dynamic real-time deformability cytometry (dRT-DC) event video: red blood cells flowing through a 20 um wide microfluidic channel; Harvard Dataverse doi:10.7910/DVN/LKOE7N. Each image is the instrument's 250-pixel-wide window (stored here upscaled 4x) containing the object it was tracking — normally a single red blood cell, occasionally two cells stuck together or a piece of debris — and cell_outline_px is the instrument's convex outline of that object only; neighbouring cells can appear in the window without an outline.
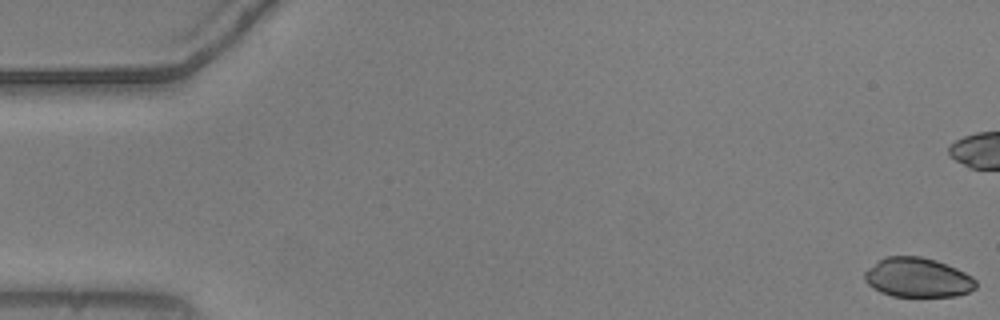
{"species": "common noctule bat (a hibernating species)", "species_latin": "Nyctalus noctula", "temperature_condition": "warm", "stored_images_in_passage": 43, "camera_frame_rate_fps": 3000, "um_per_image_px": 0.085, "animal": {"sex": "male", "body_mass_g": 20.5, "forearm_length_mm": 52.5}, "frame": {"image": 1, "passage_image": 1, "time_ms": 0.0, "image_size_px": [1000, 320], "cell_outline_px": [[976, 288], [968, 292], [956, 296], [892, 296], [880, 292], [872, 288], [864, 280], [864, 272], [868, 268], [880, 260], [888, 256], [920, 256], [936, 260], [956, 268], [972, 276], [976, 280]], "centroid_in_image_um": [78.0, 23.59], "position_along_channel_um": 7.0, "area_um2": 25.55}}
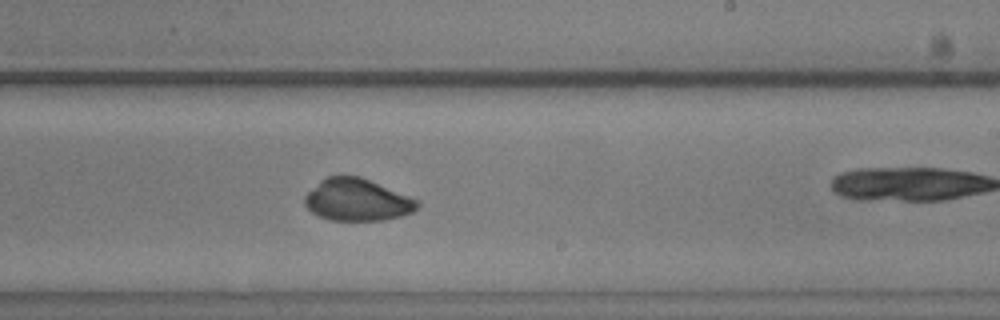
{"frame": {"image": 2, "passage_image": 33, "time_ms": 10.667, "image_size_px": [1000, 320], "cell_outline_px": [[420, 204], [412, 212], [400, 216], [384, 220], [328, 220], [312, 212], [304, 204], [304, 196], [320, 180], [328, 176], [360, 176], [420, 200]], "centroid_in_image_um": [30.36, 16.99], "position_along_channel_um": 258.6, "area_um2": 27.57}}
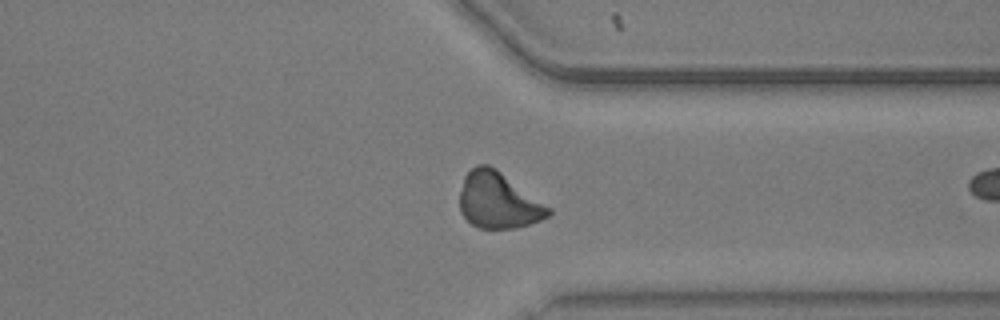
{"frame": {"image": 3, "passage_image": 42, "time_ms": 13.667, "image_size_px": [1000, 320], "cell_outline_px": [[552, 212], [548, 216], [540, 220], [516, 228], [480, 228], [472, 224], [460, 212], [460, 192], [464, 176], [476, 164], [488, 164], [496, 168], [552, 208]], "centroid_in_image_um": [42.36, 17.03], "position_along_channel_um": 369.0, "area_um2": 28.96}}